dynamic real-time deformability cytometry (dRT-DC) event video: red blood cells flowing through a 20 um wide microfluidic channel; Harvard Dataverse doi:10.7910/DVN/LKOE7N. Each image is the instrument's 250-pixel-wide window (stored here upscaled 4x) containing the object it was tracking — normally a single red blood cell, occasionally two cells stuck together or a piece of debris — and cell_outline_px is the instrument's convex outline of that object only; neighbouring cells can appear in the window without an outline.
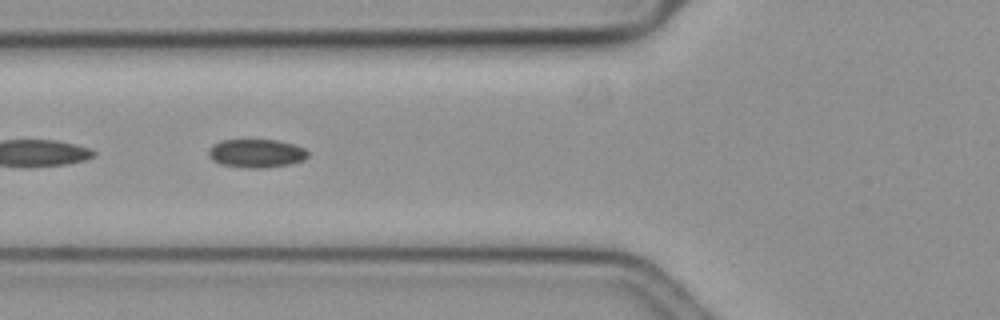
{"species": "common noctule bat (a hibernating species)", "species_latin": "Nyctalus noctula", "temperature_condition": "cold", "stored_images_in_passage": 40, "camera_frame_rate_fps": 3000, "um_per_image_px": 0.085, "animal": {"sex": "female", "body_mass_g": 19.3, "forearm_length_mm": 54.1}, "frame": {"image": 1, "passage_image": 7, "time_ms": 2.0, "image_size_px": [1000, 320], "cell_outline_px": [[308, 156], [304, 160], [288, 164], [268, 168], [244, 168], [220, 164], [212, 160], [208, 156], [208, 148], [212, 144], [220, 140], [276, 140], [292, 144], [304, 148], [308, 152]], "centroid_in_image_um": [21.74, 13.04], "position_along_channel_um": 104.1, "area_um2": 16.65}}